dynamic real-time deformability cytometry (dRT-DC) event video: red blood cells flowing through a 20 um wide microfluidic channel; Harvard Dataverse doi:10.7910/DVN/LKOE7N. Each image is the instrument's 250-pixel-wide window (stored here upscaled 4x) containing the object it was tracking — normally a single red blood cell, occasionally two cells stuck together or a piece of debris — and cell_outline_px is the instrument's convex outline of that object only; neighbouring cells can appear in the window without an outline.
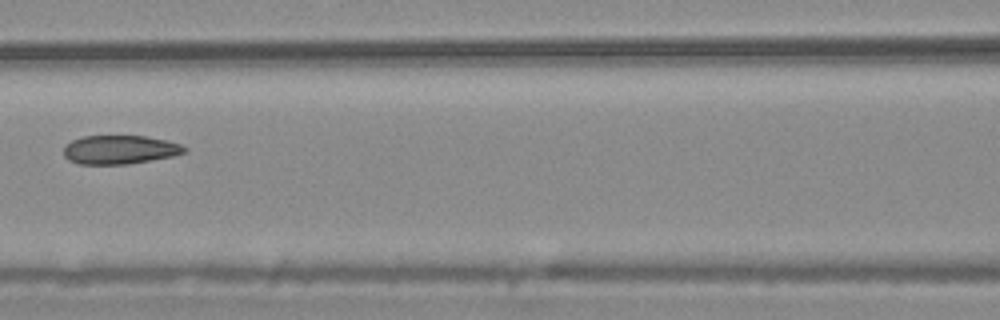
{"species": "common noctule bat (a hibernating species)", "species_latin": "Nyctalus noctula", "temperature_condition": "warm", "stored_images_in_passage": 4, "camera_frame_rate_fps": 3000, "um_per_image_px": 0.085, "animal": {"sex": "male", "body_mass_g": 20.4}, "frame": {"image": 1, "passage_image": 3, "time_ms": 0.667, "image_size_px": [1000, 320], "cell_outline_px": [[188, 152], [172, 156], [152, 160], [128, 164], [80, 164], [68, 160], [64, 156], [64, 144], [72, 140], [84, 136], [144, 136], [164, 140], [180, 144], [188, 148]], "centroid_in_image_um": [10.17, 12.73], "position_along_channel_um": 156.4, "area_um2": 20.29}}
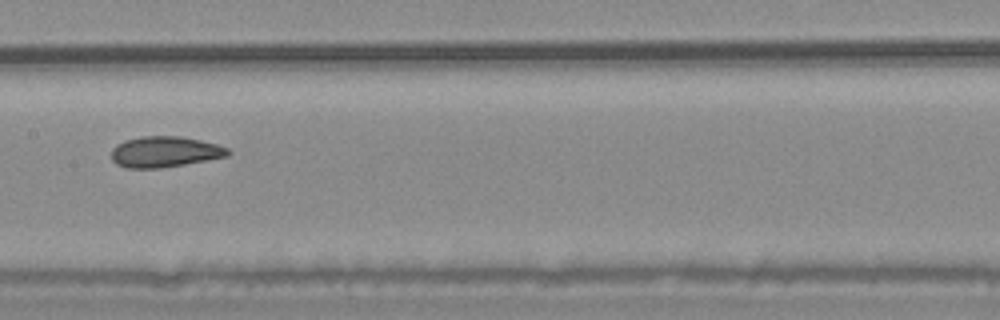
{"frame": {"image": 2, "passage_image": 4, "time_ms": 1.0, "image_size_px": [1000, 320], "cell_outline_px": [[232, 152], [228, 156], [184, 164], [160, 168], [128, 168], [116, 164], [112, 160], [112, 148], [116, 144], [124, 140], [140, 136], [180, 136], [200, 140], [216, 144], [228, 148]], "centroid_in_image_um": [13.99, 12.9], "position_along_channel_um": 193.4, "area_um2": 20.98}}